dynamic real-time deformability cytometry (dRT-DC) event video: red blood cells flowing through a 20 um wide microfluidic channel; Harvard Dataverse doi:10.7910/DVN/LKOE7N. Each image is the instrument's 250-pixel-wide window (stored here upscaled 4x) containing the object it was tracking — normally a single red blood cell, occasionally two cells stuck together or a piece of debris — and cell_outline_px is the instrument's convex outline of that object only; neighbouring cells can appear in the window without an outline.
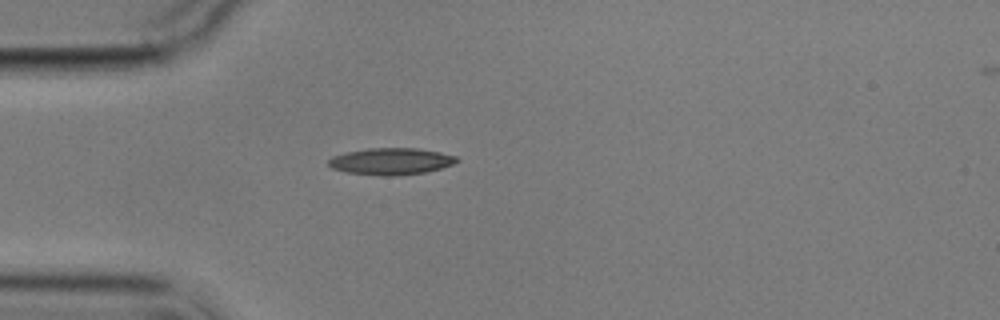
{"species": "common noctule bat (a hibernating species)", "species_latin": "Nyctalus noctula", "temperature_condition": "cold", "stored_images_in_passage": 2, "camera_frame_rate_fps": 3000, "um_per_image_px": 0.085, "animal": {"sex": "male", "body_mass_g": 17.9}, "frame": {"image": 1, "passage_image": 1, "time_ms": 0.0, "image_size_px": [1000, 320], "cell_outline_px": [[460, 160], [452, 164], [440, 168], [424, 172], [392, 176], [380, 176], [344, 172], [332, 168], [328, 164], [328, 160], [332, 156], [344, 152], [368, 148], [416, 148], [440, 152], [456, 156]], "centroid_in_image_um": [33.19, 13.71], "position_along_channel_um": 51.8, "area_um2": 20.06}}